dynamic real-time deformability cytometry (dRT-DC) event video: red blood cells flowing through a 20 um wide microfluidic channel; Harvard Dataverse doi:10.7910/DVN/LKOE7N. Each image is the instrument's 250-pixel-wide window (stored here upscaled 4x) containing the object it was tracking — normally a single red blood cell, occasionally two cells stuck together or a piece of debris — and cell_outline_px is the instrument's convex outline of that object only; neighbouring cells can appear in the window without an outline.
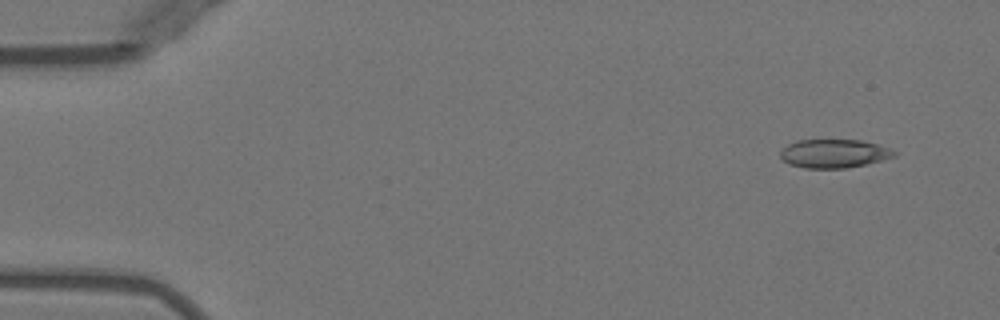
{"species": "Egyptian fruit bat (a non-hibernating species)", "species_latin": "Rousettus aegyptiacus", "temperature_condition": "warm", "stored_images_in_passage": 48, "camera_frame_rate_fps": 3000, "um_per_image_px": 0.085, "animal": {"sex": "female"}, "frame": {"image": 1, "passage_image": 1, "time_ms": 0.0, "image_size_px": [1000, 320], "cell_outline_px": [[900, 152], [896, 156], [864, 164], [844, 168], [804, 168], [788, 164], [780, 156], [780, 152], [788, 144], [796, 140], [860, 140], [876, 144]], "centroid_in_image_um": [70.88, 13.05], "position_along_channel_um": 14.1, "area_um2": 18.84}}
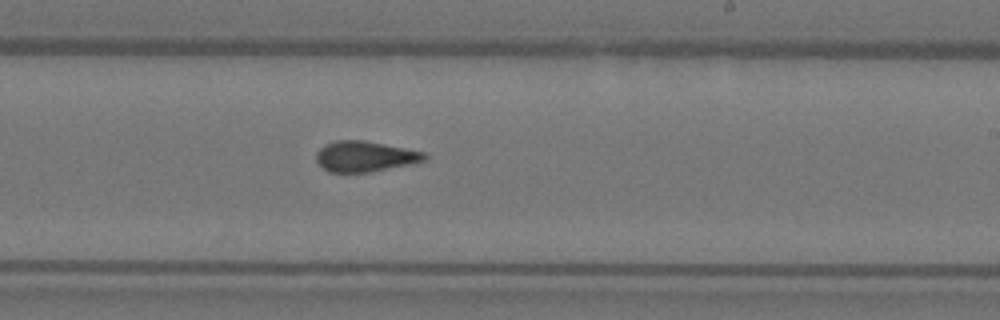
{"frame": {"image": 2, "passage_image": 28, "time_ms": 9.0, "image_size_px": [1000, 320], "cell_outline_px": [[428, 156], [424, 160], [408, 164], [368, 172], [328, 172], [316, 160], [316, 152], [324, 144], [336, 140], [364, 140], [424, 152]], "centroid_in_image_um": [30.97, 13.28], "position_along_channel_um": 258.0, "area_um2": 19.02}}
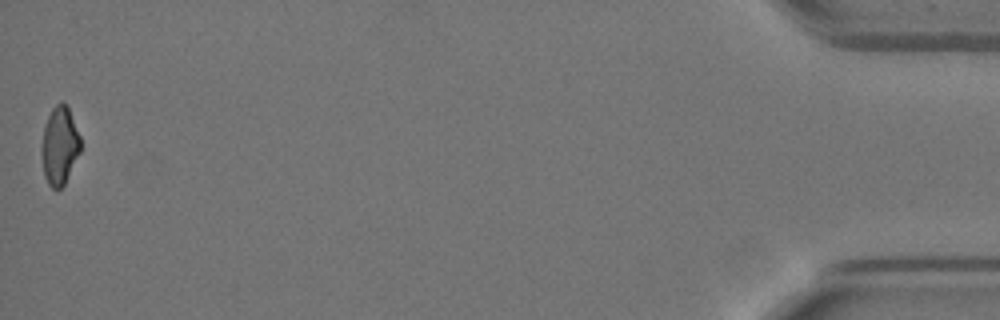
{"frame": {"image": 3, "passage_image": 48, "time_ms": 15.667, "image_size_px": [1000, 320], "cell_outline_px": [[80, 152], [64, 184], [60, 188], [52, 188], [48, 184], [44, 176], [40, 152], [44, 128], [48, 116], [52, 108], [60, 100], [68, 104], [80, 136]], "centroid_in_image_um": [5.06, 12.34], "position_along_channel_um": 430.1, "area_um2": 17.86}, "authors_computed_cell_mechanics": {"area_um2": 19.2185, "velocity_mm_per_s": 3.9971, "shape_relaxation_time_tau1_ms": null, "shape_relaxation_time_tau2_ms": 0.9927, "deformation_change_tau1": null, "deformation_change_tau2": 0.0718}}